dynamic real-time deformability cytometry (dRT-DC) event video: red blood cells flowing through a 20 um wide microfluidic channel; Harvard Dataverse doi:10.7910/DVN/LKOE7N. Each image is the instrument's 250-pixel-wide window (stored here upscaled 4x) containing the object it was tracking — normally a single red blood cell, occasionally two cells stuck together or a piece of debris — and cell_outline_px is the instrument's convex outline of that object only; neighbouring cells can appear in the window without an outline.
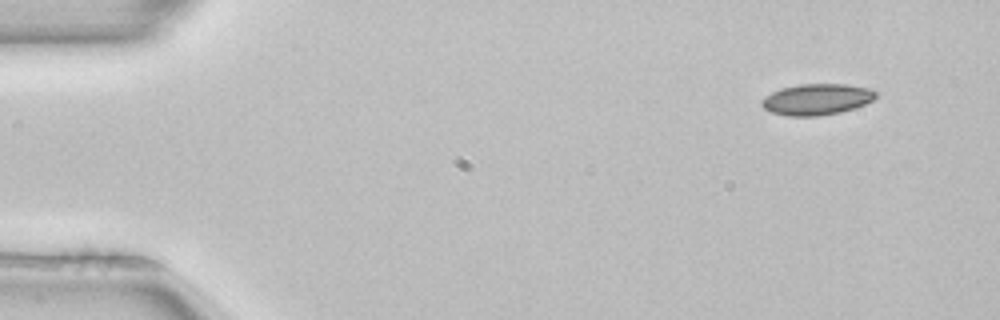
{"species": "common noctule bat (a hibernating species)", "species_latin": "Nyctalus noctula", "temperature_condition": "room temperature", "stored_images_in_passage": 3, "camera_frame_rate_fps": 3000, "um_per_image_px": 0.085, "animal": {"sex": "female", "body_mass_g": 22.7, "forearm_length_mm": 54.2}, "frame": {"image": 1, "passage_image": 1, "time_ms": 0.0, "image_size_px": [1000, 320], "cell_outline_px": [[876, 96], [872, 100], [864, 104], [840, 112], [816, 116], [788, 116], [772, 112], [764, 108], [760, 104], [760, 100], [764, 96], [780, 88], [800, 84], [848, 84], [868, 88], [876, 92]], "centroid_in_image_um": [69.38, 8.43], "position_along_channel_um": 15.6, "area_um2": 20.63}}